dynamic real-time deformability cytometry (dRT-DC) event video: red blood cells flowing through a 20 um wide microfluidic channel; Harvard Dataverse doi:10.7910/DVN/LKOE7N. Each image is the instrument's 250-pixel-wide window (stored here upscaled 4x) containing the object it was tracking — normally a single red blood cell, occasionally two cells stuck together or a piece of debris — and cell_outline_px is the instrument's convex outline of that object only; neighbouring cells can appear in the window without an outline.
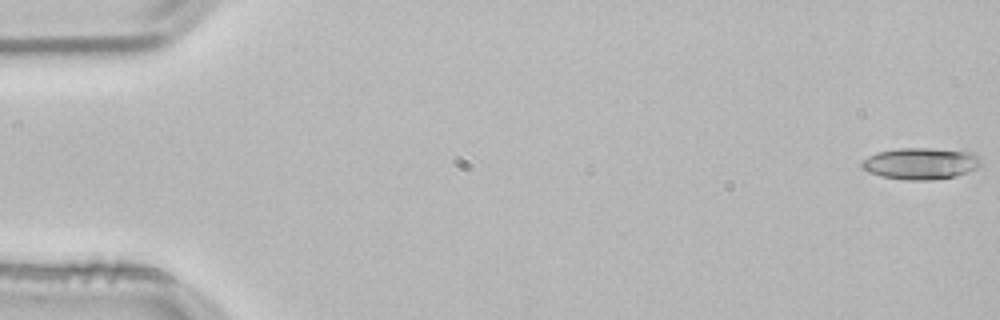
{"species": "common noctule bat (a hibernating species)", "species_latin": "Nyctalus noctula", "temperature_condition": "room temperature", "stored_images_in_passage": 52, "camera_frame_rate_fps": 3000, "um_per_image_px": 0.085, "animal": {"sex": "male", "body_mass_g": 21.5, "forearm_length_mm": 52.0}, "frame": {"image": 1, "passage_image": 1, "time_ms": 0.0, "image_size_px": [1000, 320], "cell_outline_px": [[980, 164], [976, 168], [968, 172], [952, 176], [928, 180], [904, 180], [880, 176], [868, 172], [860, 168], [860, 164], [868, 156], [876, 152], [900, 148], [928, 148], [972, 152], [980, 160]], "centroid_in_image_um": [78.18, 13.9], "position_along_channel_um": 6.8, "area_um2": 21.79}}
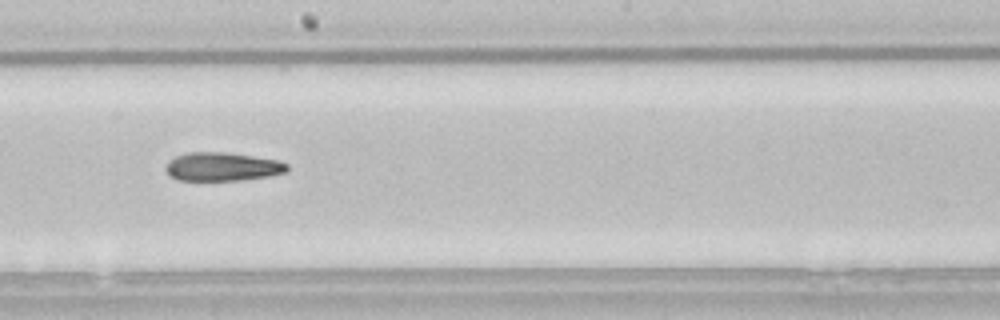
{"frame": {"image": 2, "passage_image": 30, "time_ms": 9.667, "image_size_px": [1000, 320], "cell_outline_px": [[288, 172], [268, 176], [244, 180], [176, 180], [168, 176], [164, 168], [168, 160], [176, 156], [188, 152], [228, 152], [280, 160], [288, 164]], "centroid_in_image_um": [18.89, 14.17], "position_along_channel_um": 229.3, "area_um2": 20.58}}
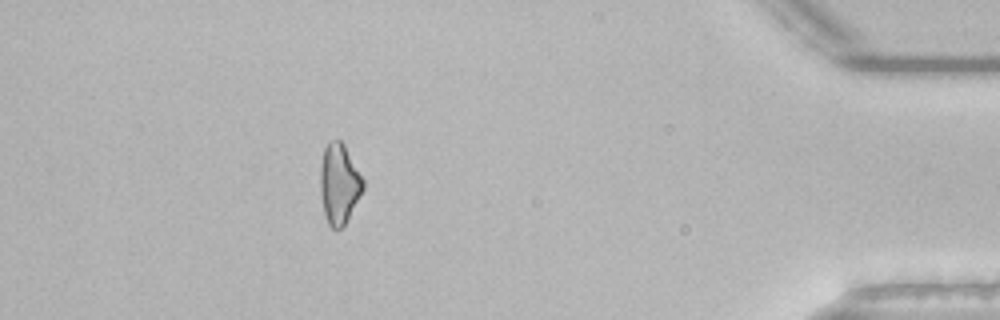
{"frame": {"image": 3, "passage_image": 48, "time_ms": 15.667, "image_size_px": [1000, 320], "cell_outline_px": [[364, 188], [344, 224], [340, 228], [332, 228], [328, 224], [324, 212], [320, 192], [320, 168], [324, 148], [328, 140], [340, 140], [344, 144], [364, 180]], "centroid_in_image_um": [28.81, 15.58], "position_along_channel_um": 406.4, "area_um2": 19.77}, "authors_computed_cell_mechanics": {"area_um2": 20.519, "velocity_mm_per_s": 3.8234, "shape_relaxation_time_tau1_ms": null, "shape_relaxation_time_tau2_ms": 8.3329, "deformation_change_tau1": null, "deformation_change_tau2": 0.2167}}